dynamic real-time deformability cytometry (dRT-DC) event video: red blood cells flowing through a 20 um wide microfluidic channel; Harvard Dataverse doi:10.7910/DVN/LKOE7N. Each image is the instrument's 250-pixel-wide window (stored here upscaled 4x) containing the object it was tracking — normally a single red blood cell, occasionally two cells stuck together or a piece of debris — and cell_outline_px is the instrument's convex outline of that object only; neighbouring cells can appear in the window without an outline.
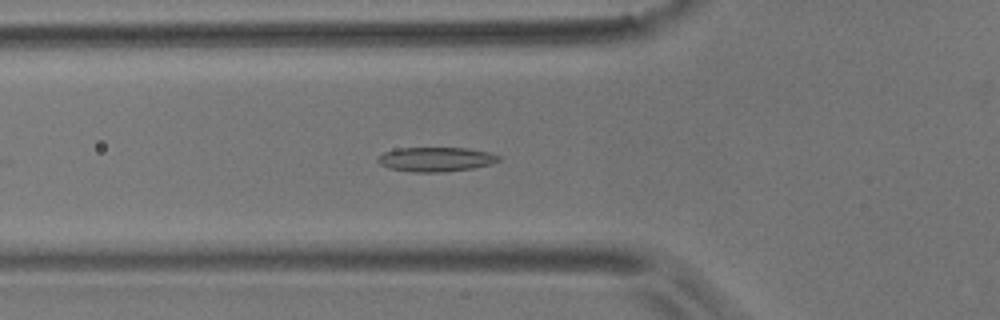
{"species": "common noctule bat (a hibernating species)", "species_latin": "Nyctalus noctula", "temperature_condition": "room temperature", "stored_images_in_passage": 46, "camera_frame_rate_fps": 3000, "um_per_image_px": 0.085, "animal": {"sex": "male", "body_mass_g": 17.9}, "frame": {"image": 1, "passage_image": 11, "time_ms": 3.333, "image_size_px": [1000, 320], "cell_outline_px": [[500, 160], [492, 164], [472, 168], [444, 172], [412, 172], [388, 168], [380, 164], [376, 160], [384, 152], [396, 148], [468, 148], [492, 152], [500, 156]], "centroid_in_image_um": [37.07, 13.54], "position_along_channel_um": 88.7, "area_um2": 17.34}}
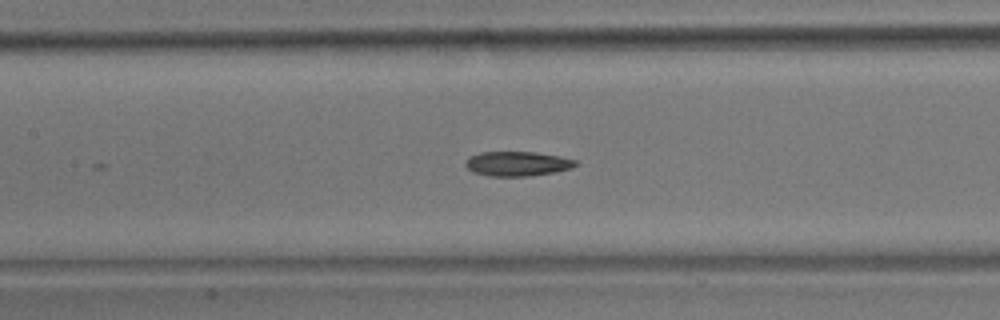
{"frame": {"image": 2, "passage_image": 17, "time_ms": 5.333, "image_size_px": [1000, 320], "cell_outline_px": [[576, 164], [572, 168], [556, 172], [528, 176], [492, 176], [472, 172], [464, 164], [464, 160], [468, 156], [480, 152], [536, 152], [560, 156], [576, 160]], "centroid_in_image_um": [43.94, 13.91], "position_along_channel_um": 163.5, "area_um2": 15.9}}
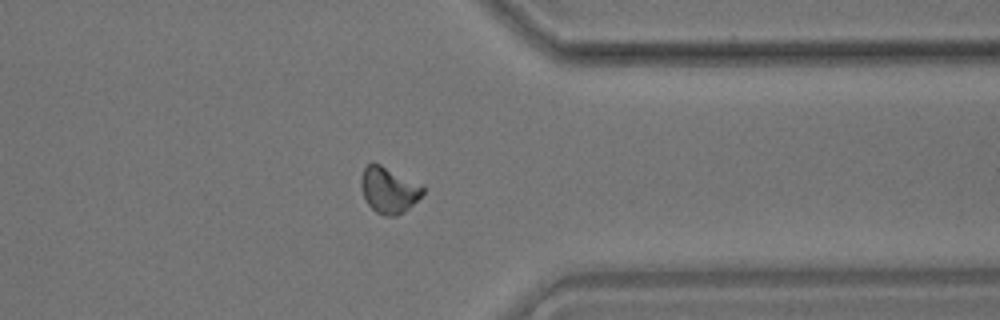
{"frame": {"image": 3, "passage_image": 35, "time_ms": 11.333, "image_size_px": [1000, 320], "cell_outline_px": [[424, 192], [408, 208], [396, 216], [384, 216], [376, 212], [368, 204], [364, 196], [360, 184], [360, 176], [364, 168], [368, 164], [380, 164], [420, 184], [424, 188]], "centroid_in_image_um": [33.02, 16.16], "position_along_channel_um": 378.4, "area_um2": 16.24}, "authors_computed_cell_mechanics": {"area_um2": 16.0106, "velocity_mm_per_s": 3.6975, "shape_relaxation_time_tau1_ms": 9.3767, "shape_relaxation_time_tau2_ms": 3.8262, "deformation_change_tau1": 0.178, "deformation_change_tau2": 0.0747}}